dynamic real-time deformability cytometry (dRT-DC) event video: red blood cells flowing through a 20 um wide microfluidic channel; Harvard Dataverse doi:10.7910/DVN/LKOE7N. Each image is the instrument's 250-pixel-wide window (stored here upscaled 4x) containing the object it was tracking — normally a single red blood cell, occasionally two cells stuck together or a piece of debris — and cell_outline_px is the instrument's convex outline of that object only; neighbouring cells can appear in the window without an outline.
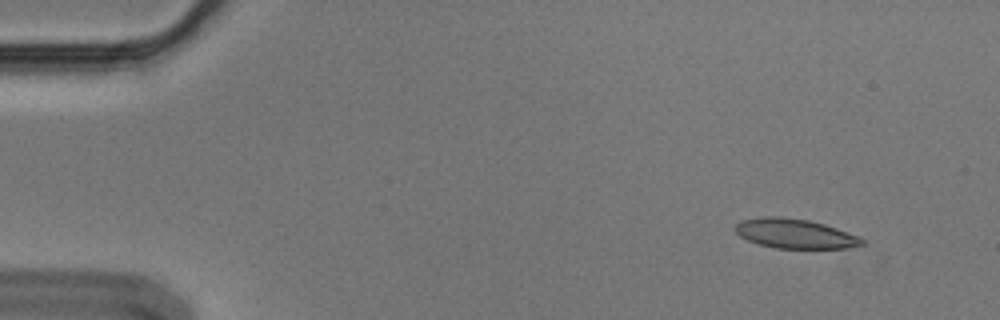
{"species": "Egyptian fruit bat (a non-hibernating species)", "species_latin": "Rousettus aegyptiacus", "temperature_condition": "cold", "stored_images_in_passage": 6, "camera_frame_rate_fps": 3000, "um_per_image_px": 0.085, "animal": {"sex": "male"}, "frame": {"image": 1, "passage_image": 1, "time_ms": 0.0, "image_size_px": [1000, 320], "cell_outline_px": [[864, 244], [844, 248], [776, 248], [760, 244], [748, 240], [740, 236], [736, 232], [736, 224], [740, 220], [760, 216], [780, 216], [808, 220], [824, 224], [836, 228], [856, 236], [864, 240]], "centroid_in_image_um": [67.52, 19.84], "position_along_channel_um": 17.5, "area_um2": 21.56}}
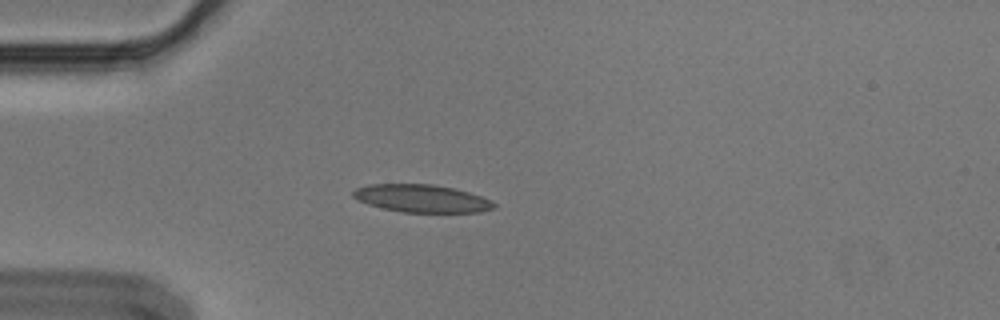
{"frame": {"image": 2, "passage_image": 3, "time_ms": 0.667, "image_size_px": [1000, 320], "cell_outline_px": [[496, 208], [480, 212], [400, 212], [368, 204], [352, 196], [352, 192], [356, 188], [368, 184], [432, 184], [452, 188], [468, 192], [480, 196], [496, 204]], "centroid_in_image_um": [35.83, 16.87], "position_along_channel_um": 49.2, "area_um2": 22.54}}